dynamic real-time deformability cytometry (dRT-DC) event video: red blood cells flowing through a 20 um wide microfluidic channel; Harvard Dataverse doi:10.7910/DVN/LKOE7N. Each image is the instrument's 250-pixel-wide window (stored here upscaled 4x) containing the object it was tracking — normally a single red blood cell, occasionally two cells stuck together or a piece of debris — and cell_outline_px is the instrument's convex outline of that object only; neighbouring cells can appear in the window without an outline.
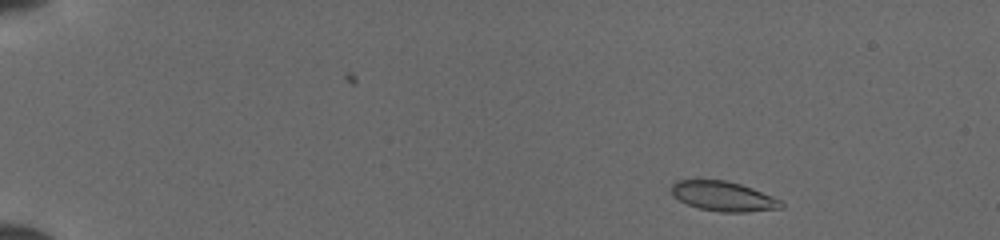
{"species": "common noctule bat (a hibernating species)", "species_latin": "Nyctalus noctula", "temperature_condition": "cold", "stored_images_in_passage": 44, "camera_frame_rate_fps": 3000, "um_per_image_px": 0.085, "animal": {"sex": "female", "body_mass_g": 19.5, "forearm_length_mm": 54.1}, "frame": {"image": 1, "passage_image": 1, "time_ms": 0.0, "image_size_px": [1000, 240], "cell_outline_px": [[784, 208], [744, 212], [720, 212], [700, 208], [688, 204], [672, 196], [672, 184], [676, 180], [724, 180], [740, 184], [752, 188], [772, 196], [780, 200], [784, 204]], "centroid_in_image_um": [61.49, 16.68], "position_along_channel_um": 23.5, "area_um2": 18.9}}
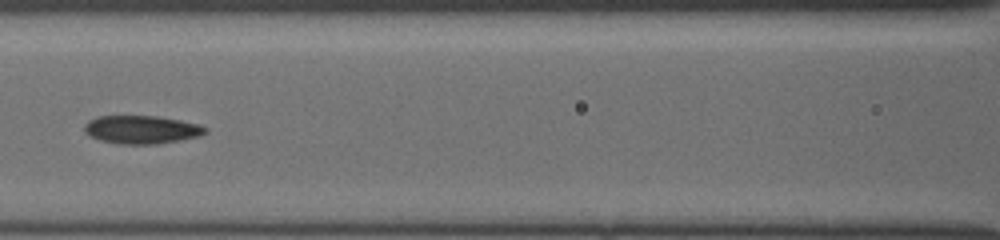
{"frame": {"image": 2, "passage_image": 19, "time_ms": 6.0, "image_size_px": [1000, 240], "cell_outline_px": [[208, 132], [200, 136], [180, 140], [156, 144], [116, 144], [100, 140], [88, 136], [84, 132], [84, 124], [88, 120], [96, 116], [156, 116], [180, 120], [200, 124], [208, 128]], "centroid_in_image_um": [12.02, 11.02], "position_along_channel_um": 154.6, "area_um2": 20.17}}
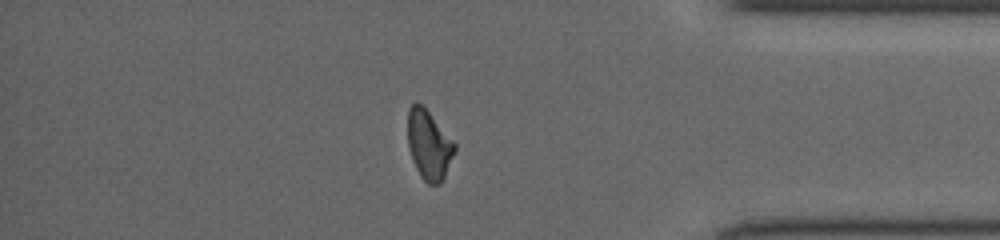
{"frame": {"image": 3, "passage_image": 38, "time_ms": 12.333, "image_size_px": [1000, 240], "cell_outline_px": [[456, 148], [444, 176], [440, 184], [428, 184], [420, 176], [412, 160], [408, 148], [408, 108], [416, 100], [424, 104], [456, 144]], "centroid_in_image_um": [36.44, 12.25], "position_along_channel_um": 398.8, "area_um2": 19.19}}